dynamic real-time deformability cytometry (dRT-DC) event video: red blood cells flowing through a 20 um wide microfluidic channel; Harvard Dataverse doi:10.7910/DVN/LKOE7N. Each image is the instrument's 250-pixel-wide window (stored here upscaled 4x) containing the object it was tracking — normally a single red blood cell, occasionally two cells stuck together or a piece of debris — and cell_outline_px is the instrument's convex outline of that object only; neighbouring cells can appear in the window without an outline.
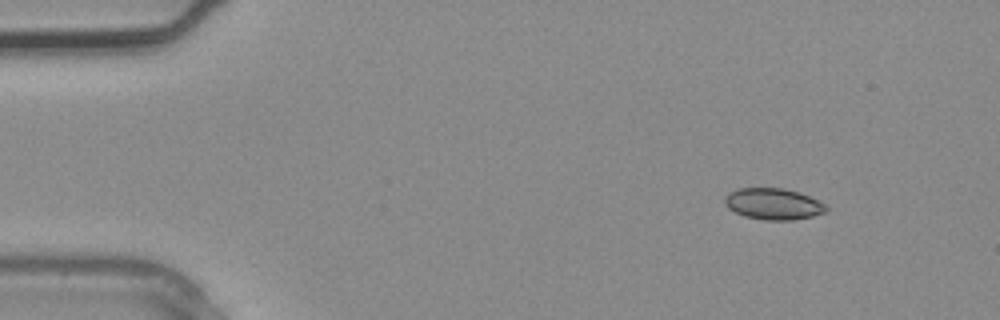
{"species": "common noctule bat (a hibernating species)", "species_latin": "Nyctalus noctula", "temperature_condition": "warm", "stored_images_in_passage": 3, "camera_frame_rate_fps": 3000, "um_per_image_px": 0.085, "animal": {"sex": "male", "body_mass_g": 20.4}, "frame": {"image": 1, "passage_image": 1, "time_ms": 0.0, "image_size_px": [1000, 320], "cell_outline_px": [[828, 212], [812, 216], [792, 220], [764, 220], [744, 216], [728, 208], [724, 204], [724, 196], [728, 192], [736, 188], [784, 188], [800, 192], [824, 204], [828, 208]], "centroid_in_image_um": [65.7, 17.33], "position_along_channel_um": 19.3, "area_um2": 18.67}}